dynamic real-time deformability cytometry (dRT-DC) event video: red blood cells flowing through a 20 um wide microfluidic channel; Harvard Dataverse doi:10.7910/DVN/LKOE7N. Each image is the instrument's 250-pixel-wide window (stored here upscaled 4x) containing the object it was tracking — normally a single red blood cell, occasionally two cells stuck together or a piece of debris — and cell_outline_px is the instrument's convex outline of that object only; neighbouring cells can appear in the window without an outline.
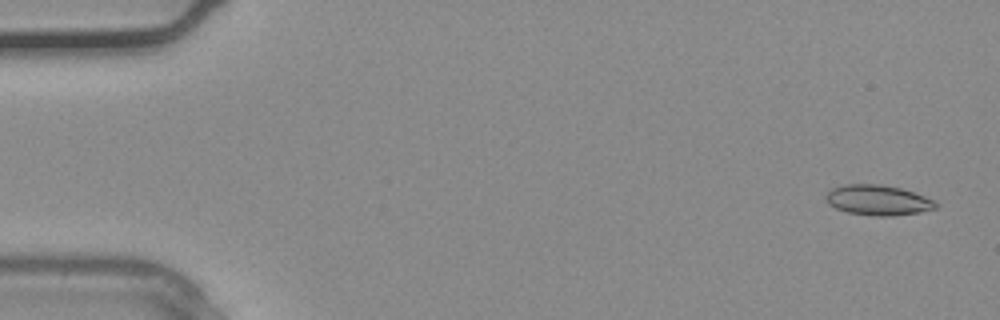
{"species": "common noctule bat (a hibernating species)", "species_latin": "Nyctalus noctula", "temperature_condition": "warm", "stored_images_in_passage": 4, "camera_frame_rate_fps": 3000, "um_per_image_px": 0.085, "animal": {"sex": "male", "body_mass_g": 20.4}, "frame": {"image": 1, "passage_image": 1, "time_ms": 0.0, "image_size_px": [1000, 320], "cell_outline_px": [[940, 204], [936, 208], [920, 212], [892, 216], [872, 216], [848, 212], [836, 208], [828, 204], [824, 196], [832, 188], [844, 184], [880, 184], [900, 188], [924, 196]], "centroid_in_image_um": [74.6, 17.01], "position_along_channel_um": 10.4, "area_um2": 19.36}}
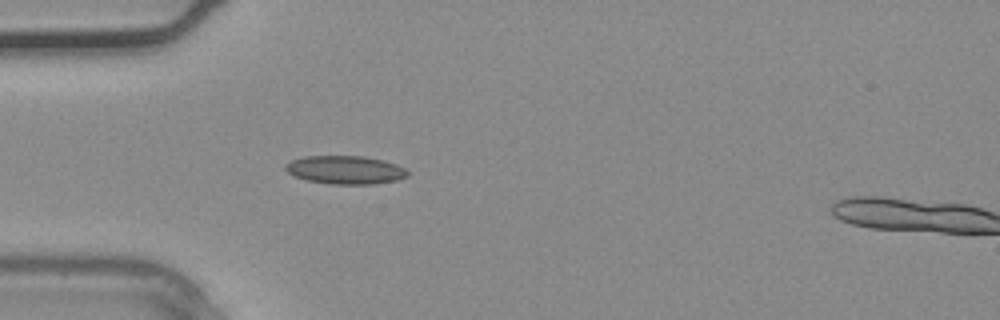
{"frame": {"image": 2, "passage_image": 3, "time_ms": 0.667, "image_size_px": [1000, 320], "cell_outline_px": [[408, 176], [396, 180], [372, 184], [332, 184], [308, 180], [292, 176], [284, 168], [284, 164], [292, 160], [304, 156], [364, 156], [384, 160], [396, 164], [404, 168], [408, 172]], "centroid_in_image_um": [29.33, 14.43], "position_along_channel_um": 55.7, "area_um2": 20.17}}